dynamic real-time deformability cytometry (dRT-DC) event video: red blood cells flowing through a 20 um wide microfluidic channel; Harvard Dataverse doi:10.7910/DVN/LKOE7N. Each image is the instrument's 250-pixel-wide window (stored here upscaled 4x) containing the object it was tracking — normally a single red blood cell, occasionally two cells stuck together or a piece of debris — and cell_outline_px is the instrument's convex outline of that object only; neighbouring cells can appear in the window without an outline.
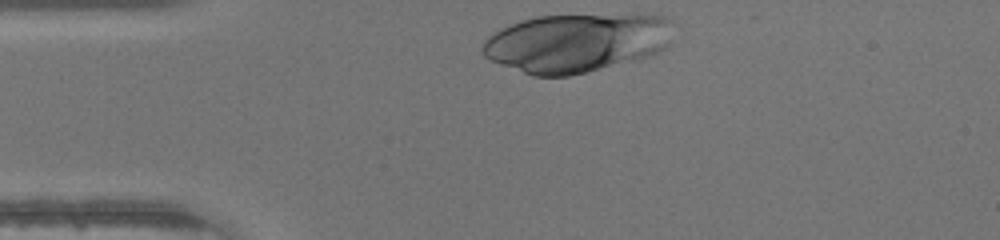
{"species": "human", "species_latin": "Homo sapiens", "temperature_condition": "warm", "stored_images_in_passage": 27, "camera_frame_rate_fps": 3000, "um_per_image_px": 0.085, "donor": {"sex": "male"}, "frame": {"image": 1, "passage_image": 1, "time_ms": 0.0, "image_size_px": [1000, 240], "cell_outline_px": [[672, 20], [668, 48], [632, 60], [568, 76], [532, 76], [500, 64], [484, 56], [480, 48], [484, 40], [492, 32], [500, 28], [536, 16], [664, 16]], "centroid_in_image_um": [48.92, 3.65], "position_along_channel_um": 36.1, "area_um2": 64.22}}